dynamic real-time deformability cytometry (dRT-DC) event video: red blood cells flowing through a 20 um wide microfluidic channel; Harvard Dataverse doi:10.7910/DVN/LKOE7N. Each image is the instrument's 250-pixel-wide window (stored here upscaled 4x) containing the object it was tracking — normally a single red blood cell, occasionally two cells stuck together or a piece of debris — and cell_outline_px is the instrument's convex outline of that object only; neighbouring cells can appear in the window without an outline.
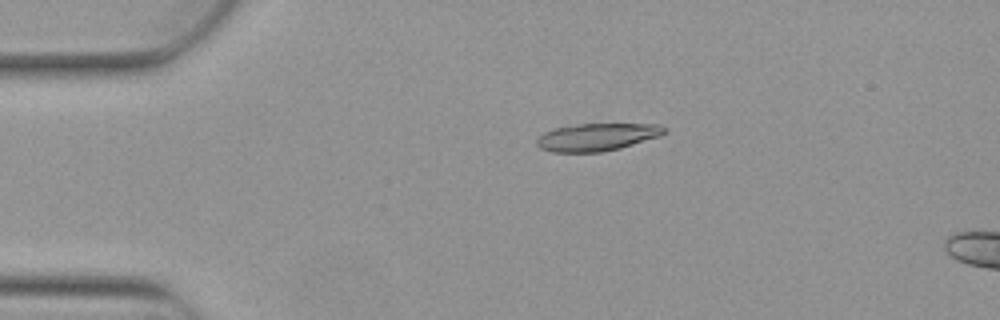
{"species": "Egyptian fruit bat (a non-hibernating species)", "species_latin": "Rousettus aegyptiacus", "temperature_condition": "warm", "stored_images_in_passage": 3, "camera_frame_rate_fps": 3000, "um_per_image_px": 0.085, "animal": {"sex": "female"}, "frame": {"image": 1, "passage_image": 1, "time_ms": 0.0, "image_size_px": [1000, 320], "cell_outline_px": [[668, 132], [660, 136], [620, 148], [600, 152], [552, 152], [540, 148], [536, 144], [536, 140], [544, 132], [552, 128], [580, 124], [660, 124], [668, 128]], "centroid_in_image_um": [50.77, 11.64], "position_along_channel_um": 34.2, "area_um2": 20.58}}